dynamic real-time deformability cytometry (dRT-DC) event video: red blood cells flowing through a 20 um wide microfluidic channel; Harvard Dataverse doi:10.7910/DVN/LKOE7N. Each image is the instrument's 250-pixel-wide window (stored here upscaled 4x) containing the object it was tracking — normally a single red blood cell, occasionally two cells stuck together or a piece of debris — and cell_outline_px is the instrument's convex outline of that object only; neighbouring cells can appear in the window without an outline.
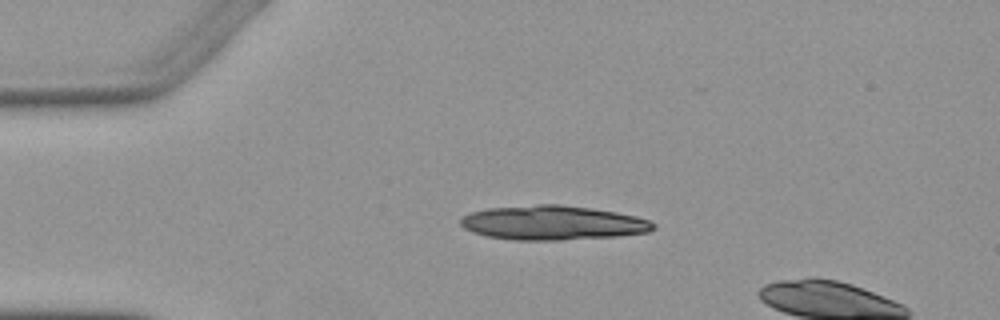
{"species": "Egyptian fruit bat (a non-hibernating species)", "species_latin": "Rousettus aegyptiacus", "temperature_condition": "warm", "stored_images_in_passage": 2, "camera_frame_rate_fps": 3000, "um_per_image_px": 0.085, "animal": {"sex": "female"}, "frame": {"image": 1, "passage_image": 1, "time_ms": 0.0, "image_size_px": [1000, 320], "cell_outline_px": [[656, 228], [648, 232], [616, 236], [560, 240], [512, 240], [488, 236], [472, 232], [464, 228], [460, 224], [460, 220], [468, 212], [488, 208], [536, 204], [560, 204], [592, 208], [616, 212], [636, 216], [648, 220], [656, 224]], "centroid_in_image_um": [46.97, 18.93], "position_along_channel_um": 38.0, "area_um2": 38.73}}